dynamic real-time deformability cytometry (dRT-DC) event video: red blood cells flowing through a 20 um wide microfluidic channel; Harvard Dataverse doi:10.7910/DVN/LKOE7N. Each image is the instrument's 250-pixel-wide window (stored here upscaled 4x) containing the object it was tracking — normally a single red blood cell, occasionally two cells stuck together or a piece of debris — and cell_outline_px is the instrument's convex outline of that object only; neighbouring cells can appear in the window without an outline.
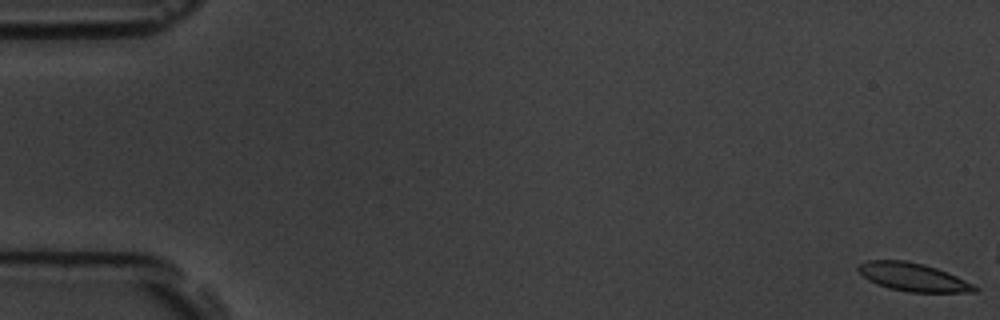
{"species": "common noctule bat (a hibernating species)", "species_latin": "Nyctalus noctula", "temperature_condition": "room temperature", "stored_images_in_passage": 2, "camera_frame_rate_fps": 3000, "um_per_image_px": 0.085, "animal": {"sex": "male", "body_mass_g": 19.5, "forearm_length_mm": 54.6}, "frame": {"image": 1, "passage_image": 1, "time_ms": 0.0, "image_size_px": [1000, 320], "cell_outline_px": [[980, 288], [976, 292], [908, 292], [888, 288], [876, 284], [868, 280], [856, 268], [860, 264], [868, 260], [904, 260], [924, 264], [936, 268], [956, 276]], "centroid_in_image_um": [77.59, 23.56], "position_along_channel_um": 7.4, "area_um2": 19.02}}